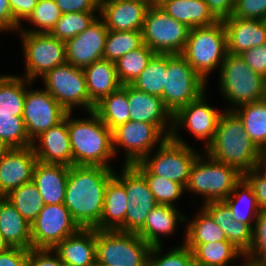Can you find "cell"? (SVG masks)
<instances>
[{"label":"cell","mask_w":266,"mask_h":266,"mask_svg":"<svg viewBox=\"0 0 266 266\" xmlns=\"http://www.w3.org/2000/svg\"><path fill=\"white\" fill-rule=\"evenodd\" d=\"M114 175L111 168L102 166H70L64 206L80 228L99 225L105 189Z\"/></svg>","instance_id":"cell-1"},{"label":"cell","mask_w":266,"mask_h":266,"mask_svg":"<svg viewBox=\"0 0 266 266\" xmlns=\"http://www.w3.org/2000/svg\"><path fill=\"white\" fill-rule=\"evenodd\" d=\"M207 155L244 174L265 163V154L254 144L233 109L221 113Z\"/></svg>","instance_id":"cell-2"},{"label":"cell","mask_w":266,"mask_h":266,"mask_svg":"<svg viewBox=\"0 0 266 266\" xmlns=\"http://www.w3.org/2000/svg\"><path fill=\"white\" fill-rule=\"evenodd\" d=\"M91 118L72 120L67 113V128L72 151V166H102L111 168L108 159L114 156L112 131L99 116L90 111Z\"/></svg>","instance_id":"cell-3"},{"label":"cell","mask_w":266,"mask_h":266,"mask_svg":"<svg viewBox=\"0 0 266 266\" xmlns=\"http://www.w3.org/2000/svg\"><path fill=\"white\" fill-rule=\"evenodd\" d=\"M227 54L226 31L221 20L212 25L191 28L181 53L204 81L219 63L221 65Z\"/></svg>","instance_id":"cell-4"},{"label":"cell","mask_w":266,"mask_h":266,"mask_svg":"<svg viewBox=\"0 0 266 266\" xmlns=\"http://www.w3.org/2000/svg\"><path fill=\"white\" fill-rule=\"evenodd\" d=\"M151 249L137 233L96 229V266H148Z\"/></svg>","instance_id":"cell-5"},{"label":"cell","mask_w":266,"mask_h":266,"mask_svg":"<svg viewBox=\"0 0 266 266\" xmlns=\"http://www.w3.org/2000/svg\"><path fill=\"white\" fill-rule=\"evenodd\" d=\"M208 161L196 157L191 168L186 190L206 196L205 203L223 201L243 178L235 167L208 156Z\"/></svg>","instance_id":"cell-6"},{"label":"cell","mask_w":266,"mask_h":266,"mask_svg":"<svg viewBox=\"0 0 266 266\" xmlns=\"http://www.w3.org/2000/svg\"><path fill=\"white\" fill-rule=\"evenodd\" d=\"M220 67L221 91L238 108L266 98V78L255 73L239 55L228 53Z\"/></svg>","instance_id":"cell-7"},{"label":"cell","mask_w":266,"mask_h":266,"mask_svg":"<svg viewBox=\"0 0 266 266\" xmlns=\"http://www.w3.org/2000/svg\"><path fill=\"white\" fill-rule=\"evenodd\" d=\"M205 82L181 54H167L163 101L173 115L204 93Z\"/></svg>","instance_id":"cell-8"},{"label":"cell","mask_w":266,"mask_h":266,"mask_svg":"<svg viewBox=\"0 0 266 266\" xmlns=\"http://www.w3.org/2000/svg\"><path fill=\"white\" fill-rule=\"evenodd\" d=\"M190 28L167 15L159 6L150 5L142 29L143 44L156 54H181Z\"/></svg>","instance_id":"cell-9"},{"label":"cell","mask_w":266,"mask_h":266,"mask_svg":"<svg viewBox=\"0 0 266 266\" xmlns=\"http://www.w3.org/2000/svg\"><path fill=\"white\" fill-rule=\"evenodd\" d=\"M198 156L176 132L160 144L154 157L149 154L140 162L151 174L161 176L186 187L190 168Z\"/></svg>","instance_id":"cell-10"},{"label":"cell","mask_w":266,"mask_h":266,"mask_svg":"<svg viewBox=\"0 0 266 266\" xmlns=\"http://www.w3.org/2000/svg\"><path fill=\"white\" fill-rule=\"evenodd\" d=\"M46 89L67 111L72 113L75 105H81L86 111H94L95 104L90 100L86 87L83 68L65 63L51 69L43 76Z\"/></svg>","instance_id":"cell-11"},{"label":"cell","mask_w":266,"mask_h":266,"mask_svg":"<svg viewBox=\"0 0 266 266\" xmlns=\"http://www.w3.org/2000/svg\"><path fill=\"white\" fill-rule=\"evenodd\" d=\"M114 177L125 187L128 196L125 223L118 231L137 233L158 203L144 175L134 165H125L122 175Z\"/></svg>","instance_id":"cell-12"},{"label":"cell","mask_w":266,"mask_h":266,"mask_svg":"<svg viewBox=\"0 0 266 266\" xmlns=\"http://www.w3.org/2000/svg\"><path fill=\"white\" fill-rule=\"evenodd\" d=\"M26 59V81L44 76L51 69L66 63L65 42L43 32H22Z\"/></svg>","instance_id":"cell-13"},{"label":"cell","mask_w":266,"mask_h":266,"mask_svg":"<svg viewBox=\"0 0 266 266\" xmlns=\"http://www.w3.org/2000/svg\"><path fill=\"white\" fill-rule=\"evenodd\" d=\"M79 229L64 204L45 205L31 224L32 248L53 249Z\"/></svg>","instance_id":"cell-14"},{"label":"cell","mask_w":266,"mask_h":266,"mask_svg":"<svg viewBox=\"0 0 266 266\" xmlns=\"http://www.w3.org/2000/svg\"><path fill=\"white\" fill-rule=\"evenodd\" d=\"M162 134L154 124L129 120L112 131L113 152L116 154L115 145L118 144L126 148L125 165H134L141 162L157 142L162 144L168 138Z\"/></svg>","instance_id":"cell-15"},{"label":"cell","mask_w":266,"mask_h":266,"mask_svg":"<svg viewBox=\"0 0 266 266\" xmlns=\"http://www.w3.org/2000/svg\"><path fill=\"white\" fill-rule=\"evenodd\" d=\"M68 112L47 90L26 91L23 119L32 142L42 132L60 123Z\"/></svg>","instance_id":"cell-16"},{"label":"cell","mask_w":266,"mask_h":266,"mask_svg":"<svg viewBox=\"0 0 266 266\" xmlns=\"http://www.w3.org/2000/svg\"><path fill=\"white\" fill-rule=\"evenodd\" d=\"M107 32L103 19L96 18L86 30L65 42L66 63L85 68L103 59Z\"/></svg>","instance_id":"cell-17"},{"label":"cell","mask_w":266,"mask_h":266,"mask_svg":"<svg viewBox=\"0 0 266 266\" xmlns=\"http://www.w3.org/2000/svg\"><path fill=\"white\" fill-rule=\"evenodd\" d=\"M204 93L196 100L190 102L186 106L181 107L173 115V130L177 131L179 124L187 126L197 139L206 140V148L212 143L217 123L221 113L214 110L209 105L205 104Z\"/></svg>","instance_id":"cell-18"},{"label":"cell","mask_w":266,"mask_h":266,"mask_svg":"<svg viewBox=\"0 0 266 266\" xmlns=\"http://www.w3.org/2000/svg\"><path fill=\"white\" fill-rule=\"evenodd\" d=\"M147 0H100V15L108 30L142 31Z\"/></svg>","instance_id":"cell-19"},{"label":"cell","mask_w":266,"mask_h":266,"mask_svg":"<svg viewBox=\"0 0 266 266\" xmlns=\"http://www.w3.org/2000/svg\"><path fill=\"white\" fill-rule=\"evenodd\" d=\"M37 162L32 146L10 148L0 158V189L7 196L15 188L32 181Z\"/></svg>","instance_id":"cell-20"},{"label":"cell","mask_w":266,"mask_h":266,"mask_svg":"<svg viewBox=\"0 0 266 266\" xmlns=\"http://www.w3.org/2000/svg\"><path fill=\"white\" fill-rule=\"evenodd\" d=\"M127 96L131 121L154 124L165 133L163 135L167 136L168 138L171 136L174 125L173 114L165 106L161 97L138 90L132 87L130 84L127 85ZM167 121L172 122V124H170L172 125L170 130H168L165 126L167 125Z\"/></svg>","instance_id":"cell-21"},{"label":"cell","mask_w":266,"mask_h":266,"mask_svg":"<svg viewBox=\"0 0 266 266\" xmlns=\"http://www.w3.org/2000/svg\"><path fill=\"white\" fill-rule=\"evenodd\" d=\"M36 138L41 143L39 145L40 147H37L36 143H32L37 161L47 164L72 166V151L67 128V114L60 123L42 132Z\"/></svg>","instance_id":"cell-22"},{"label":"cell","mask_w":266,"mask_h":266,"mask_svg":"<svg viewBox=\"0 0 266 266\" xmlns=\"http://www.w3.org/2000/svg\"><path fill=\"white\" fill-rule=\"evenodd\" d=\"M222 22L226 31L229 54L240 55L247 49L266 43V24L263 20L230 16Z\"/></svg>","instance_id":"cell-23"},{"label":"cell","mask_w":266,"mask_h":266,"mask_svg":"<svg viewBox=\"0 0 266 266\" xmlns=\"http://www.w3.org/2000/svg\"><path fill=\"white\" fill-rule=\"evenodd\" d=\"M61 261L69 266H96V229L80 228L54 248Z\"/></svg>","instance_id":"cell-24"},{"label":"cell","mask_w":266,"mask_h":266,"mask_svg":"<svg viewBox=\"0 0 266 266\" xmlns=\"http://www.w3.org/2000/svg\"><path fill=\"white\" fill-rule=\"evenodd\" d=\"M70 167L37 161L32 182L37 186L45 205L64 204Z\"/></svg>","instance_id":"cell-25"},{"label":"cell","mask_w":266,"mask_h":266,"mask_svg":"<svg viewBox=\"0 0 266 266\" xmlns=\"http://www.w3.org/2000/svg\"><path fill=\"white\" fill-rule=\"evenodd\" d=\"M224 232L227 240L237 247L243 255L252 244L253 229L248 225L237 222L232 218L231 209L224 201L204 203L203 207Z\"/></svg>","instance_id":"cell-26"},{"label":"cell","mask_w":266,"mask_h":266,"mask_svg":"<svg viewBox=\"0 0 266 266\" xmlns=\"http://www.w3.org/2000/svg\"><path fill=\"white\" fill-rule=\"evenodd\" d=\"M90 100L96 105L104 97L122 86L118 80L115 63L100 59L83 68Z\"/></svg>","instance_id":"cell-27"},{"label":"cell","mask_w":266,"mask_h":266,"mask_svg":"<svg viewBox=\"0 0 266 266\" xmlns=\"http://www.w3.org/2000/svg\"><path fill=\"white\" fill-rule=\"evenodd\" d=\"M159 7L190 29L219 21L204 0H164Z\"/></svg>","instance_id":"cell-28"},{"label":"cell","mask_w":266,"mask_h":266,"mask_svg":"<svg viewBox=\"0 0 266 266\" xmlns=\"http://www.w3.org/2000/svg\"><path fill=\"white\" fill-rule=\"evenodd\" d=\"M0 233L10 247L32 248L31 224L6 198L0 203Z\"/></svg>","instance_id":"cell-29"},{"label":"cell","mask_w":266,"mask_h":266,"mask_svg":"<svg viewBox=\"0 0 266 266\" xmlns=\"http://www.w3.org/2000/svg\"><path fill=\"white\" fill-rule=\"evenodd\" d=\"M127 204L125 187L113 177L106 186L101 219L95 229L118 231L125 223Z\"/></svg>","instance_id":"cell-30"},{"label":"cell","mask_w":266,"mask_h":266,"mask_svg":"<svg viewBox=\"0 0 266 266\" xmlns=\"http://www.w3.org/2000/svg\"><path fill=\"white\" fill-rule=\"evenodd\" d=\"M178 219L185 221L187 218L180 215L174 206L158 204L149 212L144 226L137 234L149 245L160 246L159 236L173 233Z\"/></svg>","instance_id":"cell-31"},{"label":"cell","mask_w":266,"mask_h":266,"mask_svg":"<svg viewBox=\"0 0 266 266\" xmlns=\"http://www.w3.org/2000/svg\"><path fill=\"white\" fill-rule=\"evenodd\" d=\"M94 112L111 131L128 122L130 111L127 85L120 86L116 91L104 97L96 104Z\"/></svg>","instance_id":"cell-32"},{"label":"cell","mask_w":266,"mask_h":266,"mask_svg":"<svg viewBox=\"0 0 266 266\" xmlns=\"http://www.w3.org/2000/svg\"><path fill=\"white\" fill-rule=\"evenodd\" d=\"M239 107L241 109L233 111L241 119L249 138L266 155V98Z\"/></svg>","instance_id":"cell-33"},{"label":"cell","mask_w":266,"mask_h":266,"mask_svg":"<svg viewBox=\"0 0 266 266\" xmlns=\"http://www.w3.org/2000/svg\"><path fill=\"white\" fill-rule=\"evenodd\" d=\"M193 253L196 266H227L243 253L228 240L205 244H185Z\"/></svg>","instance_id":"cell-34"},{"label":"cell","mask_w":266,"mask_h":266,"mask_svg":"<svg viewBox=\"0 0 266 266\" xmlns=\"http://www.w3.org/2000/svg\"><path fill=\"white\" fill-rule=\"evenodd\" d=\"M240 188H242L243 191L238 193ZM223 201L231 209L233 214L232 218L234 220L248 224L253 229L254 225L251 224V220L254 219L253 216L256 219L261 211L252 187L244 178L235 185L233 191ZM240 203H245L244 206L246 205V208H241L239 205ZM253 212L255 213L254 215L252 214Z\"/></svg>","instance_id":"cell-35"},{"label":"cell","mask_w":266,"mask_h":266,"mask_svg":"<svg viewBox=\"0 0 266 266\" xmlns=\"http://www.w3.org/2000/svg\"><path fill=\"white\" fill-rule=\"evenodd\" d=\"M167 71V54H155L141 74L130 84L148 94L161 97Z\"/></svg>","instance_id":"cell-36"},{"label":"cell","mask_w":266,"mask_h":266,"mask_svg":"<svg viewBox=\"0 0 266 266\" xmlns=\"http://www.w3.org/2000/svg\"><path fill=\"white\" fill-rule=\"evenodd\" d=\"M25 79L0 75V114L22 116L26 95Z\"/></svg>","instance_id":"cell-37"},{"label":"cell","mask_w":266,"mask_h":266,"mask_svg":"<svg viewBox=\"0 0 266 266\" xmlns=\"http://www.w3.org/2000/svg\"><path fill=\"white\" fill-rule=\"evenodd\" d=\"M6 199L30 224L45 206L37 186L32 181L15 188Z\"/></svg>","instance_id":"cell-38"},{"label":"cell","mask_w":266,"mask_h":266,"mask_svg":"<svg viewBox=\"0 0 266 266\" xmlns=\"http://www.w3.org/2000/svg\"><path fill=\"white\" fill-rule=\"evenodd\" d=\"M156 53L143 44L136 50L129 51L115 63L116 73L121 85L131 84L145 69Z\"/></svg>","instance_id":"cell-39"},{"label":"cell","mask_w":266,"mask_h":266,"mask_svg":"<svg viewBox=\"0 0 266 266\" xmlns=\"http://www.w3.org/2000/svg\"><path fill=\"white\" fill-rule=\"evenodd\" d=\"M143 45L142 31H112L108 30L105 41L103 59L116 63L129 51Z\"/></svg>","instance_id":"cell-40"},{"label":"cell","mask_w":266,"mask_h":266,"mask_svg":"<svg viewBox=\"0 0 266 266\" xmlns=\"http://www.w3.org/2000/svg\"><path fill=\"white\" fill-rule=\"evenodd\" d=\"M185 235L184 244H205L227 240L224 232L203 207L199 216L189 223Z\"/></svg>","instance_id":"cell-41"},{"label":"cell","mask_w":266,"mask_h":266,"mask_svg":"<svg viewBox=\"0 0 266 266\" xmlns=\"http://www.w3.org/2000/svg\"><path fill=\"white\" fill-rule=\"evenodd\" d=\"M97 17L94 12H72L61 14L49 34L66 42L86 30Z\"/></svg>","instance_id":"cell-42"},{"label":"cell","mask_w":266,"mask_h":266,"mask_svg":"<svg viewBox=\"0 0 266 266\" xmlns=\"http://www.w3.org/2000/svg\"><path fill=\"white\" fill-rule=\"evenodd\" d=\"M134 166L144 175L158 204L173 206V201L183 194L185 187L180 183L151 174L140 162Z\"/></svg>","instance_id":"cell-43"},{"label":"cell","mask_w":266,"mask_h":266,"mask_svg":"<svg viewBox=\"0 0 266 266\" xmlns=\"http://www.w3.org/2000/svg\"><path fill=\"white\" fill-rule=\"evenodd\" d=\"M0 139L9 148L32 146L22 116L0 114Z\"/></svg>","instance_id":"cell-44"},{"label":"cell","mask_w":266,"mask_h":266,"mask_svg":"<svg viewBox=\"0 0 266 266\" xmlns=\"http://www.w3.org/2000/svg\"><path fill=\"white\" fill-rule=\"evenodd\" d=\"M61 14L59 8L56 6L55 0H38L37 6L33 9L27 20L35 26H38L40 30H21V32L49 33L60 19Z\"/></svg>","instance_id":"cell-45"},{"label":"cell","mask_w":266,"mask_h":266,"mask_svg":"<svg viewBox=\"0 0 266 266\" xmlns=\"http://www.w3.org/2000/svg\"><path fill=\"white\" fill-rule=\"evenodd\" d=\"M161 247L162 245L152 246L148 266H196L193 253L185 244L162 257H156L161 252Z\"/></svg>","instance_id":"cell-46"},{"label":"cell","mask_w":266,"mask_h":266,"mask_svg":"<svg viewBox=\"0 0 266 266\" xmlns=\"http://www.w3.org/2000/svg\"><path fill=\"white\" fill-rule=\"evenodd\" d=\"M254 220L252 244L244 254V257L249 258L244 262L246 266H254L266 254V212H260Z\"/></svg>","instance_id":"cell-47"},{"label":"cell","mask_w":266,"mask_h":266,"mask_svg":"<svg viewBox=\"0 0 266 266\" xmlns=\"http://www.w3.org/2000/svg\"><path fill=\"white\" fill-rule=\"evenodd\" d=\"M232 16L241 19L264 20L266 0H235Z\"/></svg>","instance_id":"cell-48"},{"label":"cell","mask_w":266,"mask_h":266,"mask_svg":"<svg viewBox=\"0 0 266 266\" xmlns=\"http://www.w3.org/2000/svg\"><path fill=\"white\" fill-rule=\"evenodd\" d=\"M264 164L265 172L263 171L261 174L260 170L262 167L264 168L263 165L253 168L243 174V178L253 189L261 212H266V163Z\"/></svg>","instance_id":"cell-49"},{"label":"cell","mask_w":266,"mask_h":266,"mask_svg":"<svg viewBox=\"0 0 266 266\" xmlns=\"http://www.w3.org/2000/svg\"><path fill=\"white\" fill-rule=\"evenodd\" d=\"M239 56L255 73L266 78V43L247 49Z\"/></svg>","instance_id":"cell-50"},{"label":"cell","mask_w":266,"mask_h":266,"mask_svg":"<svg viewBox=\"0 0 266 266\" xmlns=\"http://www.w3.org/2000/svg\"><path fill=\"white\" fill-rule=\"evenodd\" d=\"M53 249H36L28 250V266H64L59 255L55 253L51 256Z\"/></svg>","instance_id":"cell-51"},{"label":"cell","mask_w":266,"mask_h":266,"mask_svg":"<svg viewBox=\"0 0 266 266\" xmlns=\"http://www.w3.org/2000/svg\"><path fill=\"white\" fill-rule=\"evenodd\" d=\"M62 14L72 12H95L100 8V0H55Z\"/></svg>","instance_id":"cell-52"},{"label":"cell","mask_w":266,"mask_h":266,"mask_svg":"<svg viewBox=\"0 0 266 266\" xmlns=\"http://www.w3.org/2000/svg\"><path fill=\"white\" fill-rule=\"evenodd\" d=\"M38 0H9L15 18V29H19L22 19H27L37 6Z\"/></svg>","instance_id":"cell-53"},{"label":"cell","mask_w":266,"mask_h":266,"mask_svg":"<svg viewBox=\"0 0 266 266\" xmlns=\"http://www.w3.org/2000/svg\"><path fill=\"white\" fill-rule=\"evenodd\" d=\"M0 266H28V250L10 247L0 253Z\"/></svg>","instance_id":"cell-54"},{"label":"cell","mask_w":266,"mask_h":266,"mask_svg":"<svg viewBox=\"0 0 266 266\" xmlns=\"http://www.w3.org/2000/svg\"><path fill=\"white\" fill-rule=\"evenodd\" d=\"M212 14L218 20H224L232 16L235 0H204Z\"/></svg>","instance_id":"cell-55"},{"label":"cell","mask_w":266,"mask_h":266,"mask_svg":"<svg viewBox=\"0 0 266 266\" xmlns=\"http://www.w3.org/2000/svg\"><path fill=\"white\" fill-rule=\"evenodd\" d=\"M15 30V18L9 0H0V30Z\"/></svg>","instance_id":"cell-56"},{"label":"cell","mask_w":266,"mask_h":266,"mask_svg":"<svg viewBox=\"0 0 266 266\" xmlns=\"http://www.w3.org/2000/svg\"><path fill=\"white\" fill-rule=\"evenodd\" d=\"M9 248H10V246L4 240L2 234L0 233V253L7 251Z\"/></svg>","instance_id":"cell-57"},{"label":"cell","mask_w":266,"mask_h":266,"mask_svg":"<svg viewBox=\"0 0 266 266\" xmlns=\"http://www.w3.org/2000/svg\"><path fill=\"white\" fill-rule=\"evenodd\" d=\"M10 148L0 139V158L9 150Z\"/></svg>","instance_id":"cell-58"},{"label":"cell","mask_w":266,"mask_h":266,"mask_svg":"<svg viewBox=\"0 0 266 266\" xmlns=\"http://www.w3.org/2000/svg\"><path fill=\"white\" fill-rule=\"evenodd\" d=\"M254 266H266V254Z\"/></svg>","instance_id":"cell-59"},{"label":"cell","mask_w":266,"mask_h":266,"mask_svg":"<svg viewBox=\"0 0 266 266\" xmlns=\"http://www.w3.org/2000/svg\"><path fill=\"white\" fill-rule=\"evenodd\" d=\"M164 0H147L149 5L159 6Z\"/></svg>","instance_id":"cell-60"},{"label":"cell","mask_w":266,"mask_h":266,"mask_svg":"<svg viewBox=\"0 0 266 266\" xmlns=\"http://www.w3.org/2000/svg\"><path fill=\"white\" fill-rule=\"evenodd\" d=\"M6 198V195L0 189V203Z\"/></svg>","instance_id":"cell-61"}]
</instances>
